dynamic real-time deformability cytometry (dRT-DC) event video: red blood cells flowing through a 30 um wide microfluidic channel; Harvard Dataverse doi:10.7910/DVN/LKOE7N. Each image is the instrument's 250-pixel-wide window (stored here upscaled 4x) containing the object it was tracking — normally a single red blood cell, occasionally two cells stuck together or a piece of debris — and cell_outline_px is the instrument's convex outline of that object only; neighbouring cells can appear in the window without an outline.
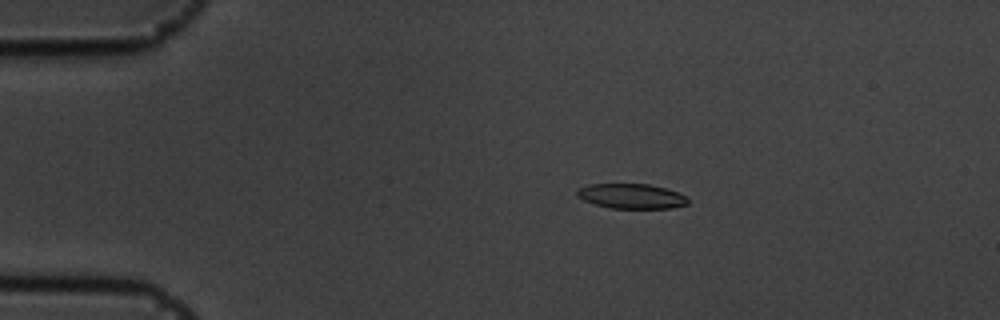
{"species": "common noctule bat (a hibernating species)", "species_latin": "Nyctalus noctula", "temperature_condition": "cold", "stored_images_in_passage": 57, "camera_frame_rate_fps": 3000, "um_per_image_px": 0.085, "animal": {"sex": "male", "body_mass_g": 19.5, "forearm_length_mm": 54.6}, "frame": {"image": 1, "passage_image": 11, "time_ms": 3.333, "image_size_px": [1000, 320], "cell_outline_px": [[688, 204], [672, 208], [612, 208], [596, 204], [584, 200], [576, 196], [576, 188], [588, 184], [648, 184], [664, 188], [676, 192], [684, 196], [688, 200]], "centroid_in_image_um": [53.62, 16.67], "position_along_channel_um": 31.4, "area_um2": 15.95}}
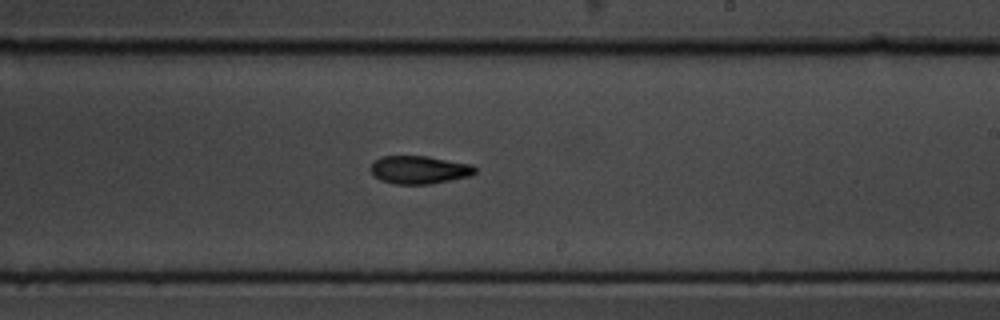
{"frame": {"image": 2, "passage_image": 34, "time_ms": 11.0, "image_size_px": [1000, 320], "cell_outline_px": [[476, 172], [472, 176], [432, 184], [396, 184], [380, 180], [368, 168], [380, 156], [428, 156], [472, 164], [476, 168]], "centroid_in_image_um": [35.67, 14.43], "position_along_channel_um": 253.3, "area_um2": 17.22}}
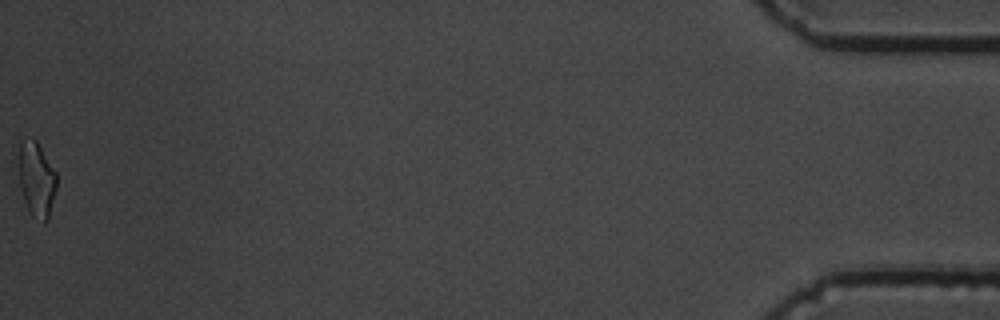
{"frame": {"image": 3, "passage_image": 57, "time_ms": 18.667, "image_size_px": [1000, 320], "cell_outline_px": [[56, 188], [48, 220], [44, 224], [32, 216], [28, 212], [20, 188], [20, 140], [32, 136], [36, 140], [56, 172]], "centroid_in_image_um": [3.11, 15.27], "position_along_channel_um": 432.1, "area_um2": 16.53}, "authors_computed_cell_mechanics": {"area_um2": 16.9354, "velocity_mm_per_s": 3.5695, "shape_relaxation_time_tau1_ms": 6.7213, "shape_relaxation_time_tau2_ms": 10.1539, "deformation_change_tau1": 0.2015, "deformation_change_tau2": 0.1523}}